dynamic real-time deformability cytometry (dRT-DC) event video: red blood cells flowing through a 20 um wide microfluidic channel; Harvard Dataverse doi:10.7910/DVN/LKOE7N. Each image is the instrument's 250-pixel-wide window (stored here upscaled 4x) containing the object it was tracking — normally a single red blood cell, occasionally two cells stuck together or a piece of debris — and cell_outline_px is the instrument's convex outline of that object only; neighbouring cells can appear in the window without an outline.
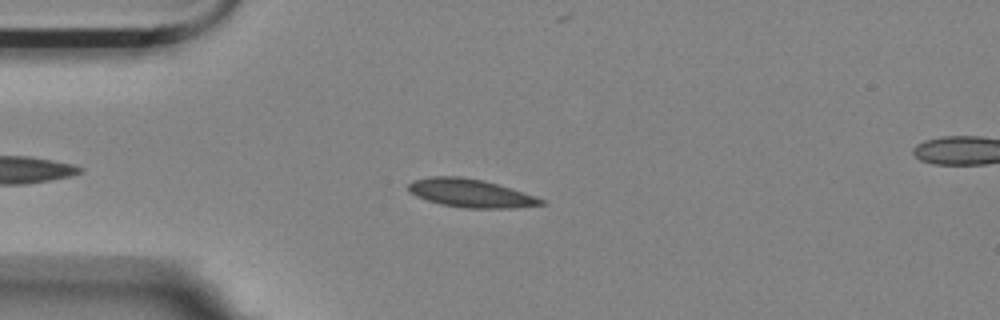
{"species": "Egyptian fruit bat (a non-hibernating species)", "species_latin": "Rousettus aegyptiacus", "temperature_condition": "room temperature", "stored_images_in_passage": 50, "camera_frame_rate_fps": 3000, "um_per_image_px": 0.085, "animal": {"sex": "female"}, "frame": {"image": 1, "passage_image": 11, "time_ms": 3.333, "image_size_px": [1000, 320], "cell_outline_px": [[548, 204], [516, 208], [464, 208], [440, 204], [416, 196], [408, 192], [408, 184], [412, 180], [432, 176], [460, 176], [484, 180], [512, 188], [544, 200]], "centroid_in_image_um": [40.0, 16.42], "position_along_channel_um": 45.0, "area_um2": 22.02}}
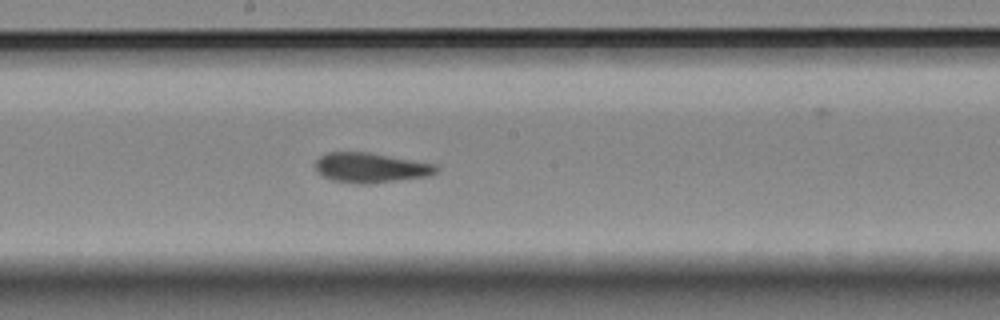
{"frame": {"image": 2, "passage_image": 27, "time_ms": 8.667, "image_size_px": [1000, 320], "cell_outline_px": [[440, 168], [436, 172], [428, 176], [368, 184], [356, 184], [332, 180], [316, 172], [316, 160], [324, 152], [368, 152], [436, 164]], "centroid_in_image_um": [31.49, 14.25], "position_along_channel_um": 216.7, "area_um2": 21.1}}
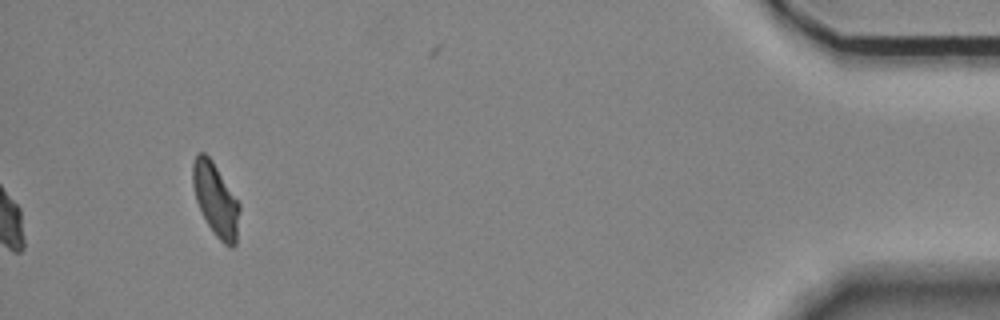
{"frame": {"image": 3, "passage_image": 50, "time_ms": 16.333, "image_size_px": [1000, 320], "cell_outline_px": [[240, 208], [236, 244], [232, 248], [228, 248], [216, 236], [208, 224], [196, 200], [192, 184], [192, 164], [196, 156], [200, 152], [204, 152], [212, 160], [240, 204]], "centroid_in_image_um": [18.34, 16.98], "position_along_channel_um": 416.9, "area_um2": 19.71}, "authors_computed_cell_mechanics": {"area_um2": 20.7213, "velocity_mm_per_s": 3.516, "shape_relaxation_time_tau1_ms": null, "shape_relaxation_time_tau2_ms": 2.2366, "deformation_change_tau1": null, "deformation_change_tau2": 0.0771}}